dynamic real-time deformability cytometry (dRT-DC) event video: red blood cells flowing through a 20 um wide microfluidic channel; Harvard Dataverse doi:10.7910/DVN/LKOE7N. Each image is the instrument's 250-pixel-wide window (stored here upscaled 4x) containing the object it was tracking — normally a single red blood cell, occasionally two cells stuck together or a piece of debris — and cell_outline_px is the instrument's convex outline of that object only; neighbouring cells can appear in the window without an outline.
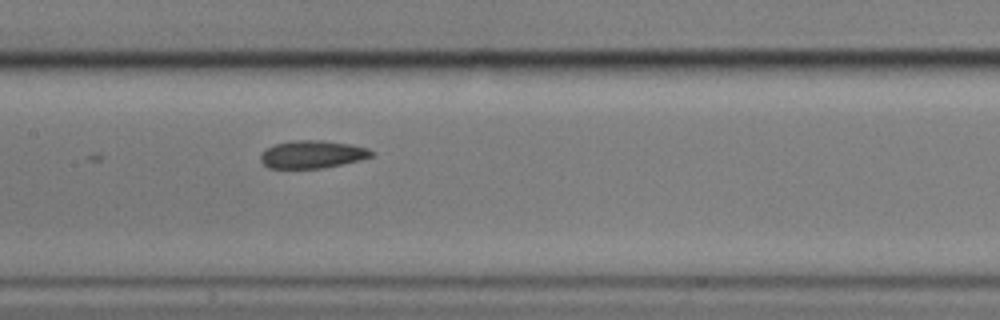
{"species": "common noctule bat (a hibernating species)", "species_latin": "Nyctalus noctula", "temperature_condition": "cold", "stored_images_in_passage": 5, "camera_frame_rate_fps": 3000, "um_per_image_px": 0.085, "animal": {"sex": "male", "body_mass_g": 17.9}, "frame": {"image": 1, "passage_image": 5, "time_ms": 4.667, "image_size_px": [1000, 320], "cell_outline_px": [[376, 156], [360, 160], [324, 168], [268, 168], [260, 160], [260, 152], [276, 144], [292, 140], [320, 140], [352, 144], [368, 148], [376, 152]], "centroid_in_image_um": [26.6, 13.12], "position_along_channel_um": 180.8, "area_um2": 18.15}}